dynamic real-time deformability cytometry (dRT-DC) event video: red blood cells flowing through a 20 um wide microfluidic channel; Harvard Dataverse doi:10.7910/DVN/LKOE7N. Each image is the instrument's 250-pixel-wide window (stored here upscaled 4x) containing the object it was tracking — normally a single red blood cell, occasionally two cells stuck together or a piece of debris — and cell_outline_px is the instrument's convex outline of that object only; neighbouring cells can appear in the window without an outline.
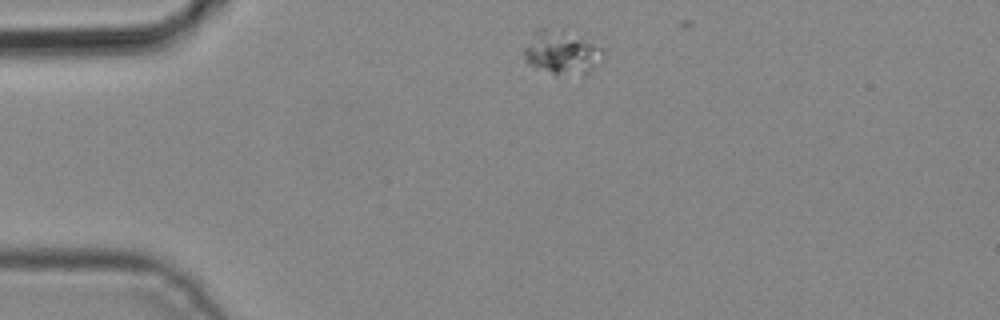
{"species": "common noctule bat (a hibernating species)", "species_latin": "Nyctalus noctula", "temperature_condition": "cold", "stored_images_in_passage": 2, "camera_frame_rate_fps": 3000, "um_per_image_px": 0.085, "animal": {"sex": "male", "body_mass_g": 19.2, "forearm_length_mm": 51.8}, "frame": {"image": 1, "passage_image": 1, "time_ms": 0.0, "image_size_px": [1000, 320], "cell_outline_px": [[604, 56], [584, 76], [556, 76], [536, 68], [528, 64], [524, 60], [524, 48], [536, 28], [540, 28], [580, 40], [604, 48]], "centroid_in_image_um": [47.7, 4.59], "position_along_channel_um": 37.3, "area_um2": 19.36}}